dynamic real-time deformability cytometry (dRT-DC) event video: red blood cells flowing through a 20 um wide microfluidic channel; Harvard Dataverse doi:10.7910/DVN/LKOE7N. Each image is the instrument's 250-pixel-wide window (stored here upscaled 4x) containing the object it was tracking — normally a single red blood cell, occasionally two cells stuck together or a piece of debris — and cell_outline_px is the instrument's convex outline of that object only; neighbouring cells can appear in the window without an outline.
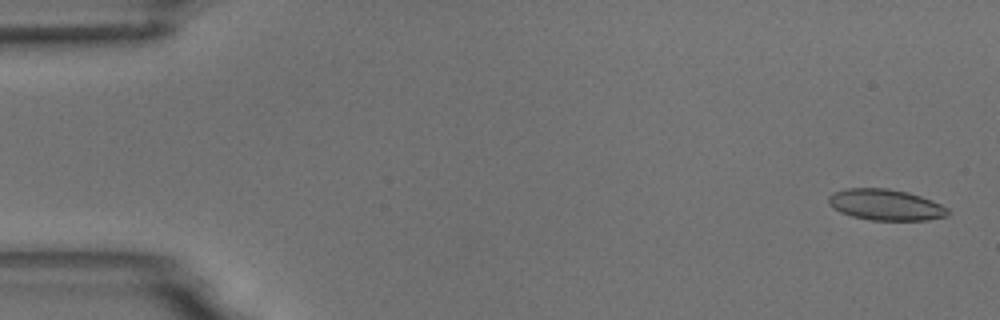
{"species": "common noctule bat (a hibernating species)", "species_latin": "Nyctalus noctula", "temperature_condition": "room temperature", "stored_images_in_passage": 4, "camera_frame_rate_fps": 3000, "um_per_image_px": 0.085, "animal": {"sex": "male", "body_mass_g": 18.8}, "frame": {"image": 1, "passage_image": 1, "time_ms": 0.0, "image_size_px": [1000, 320], "cell_outline_px": [[948, 216], [928, 220], [872, 220], [852, 216], [840, 212], [828, 204], [828, 196], [832, 192], [848, 188], [888, 188], [908, 192], [932, 200], [948, 208]], "centroid_in_image_um": [75.27, 17.4], "position_along_channel_um": 9.7, "area_um2": 21.68}}
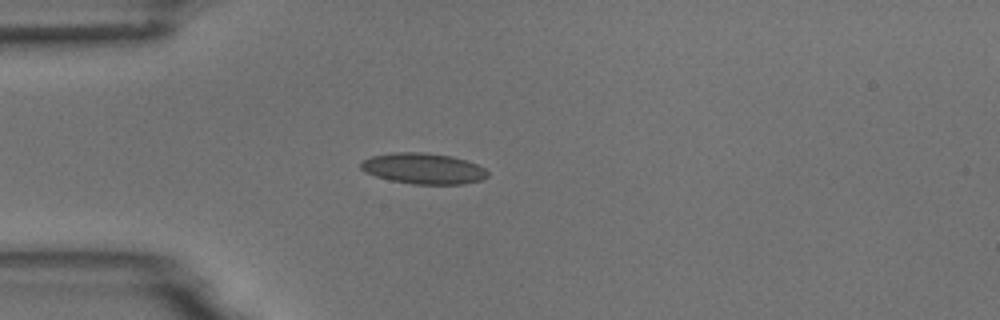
{"frame": {"image": 2, "passage_image": 4, "time_ms": 4.333, "image_size_px": [1000, 320], "cell_outline_px": [[488, 176], [480, 180], [464, 184], [412, 184], [388, 180], [364, 172], [360, 168], [360, 160], [372, 156], [392, 152], [424, 152], [452, 156], [476, 164], [484, 168], [488, 172]], "centroid_in_image_um": [35.93, 14.32], "position_along_channel_um": 49.1, "area_um2": 22.95}}